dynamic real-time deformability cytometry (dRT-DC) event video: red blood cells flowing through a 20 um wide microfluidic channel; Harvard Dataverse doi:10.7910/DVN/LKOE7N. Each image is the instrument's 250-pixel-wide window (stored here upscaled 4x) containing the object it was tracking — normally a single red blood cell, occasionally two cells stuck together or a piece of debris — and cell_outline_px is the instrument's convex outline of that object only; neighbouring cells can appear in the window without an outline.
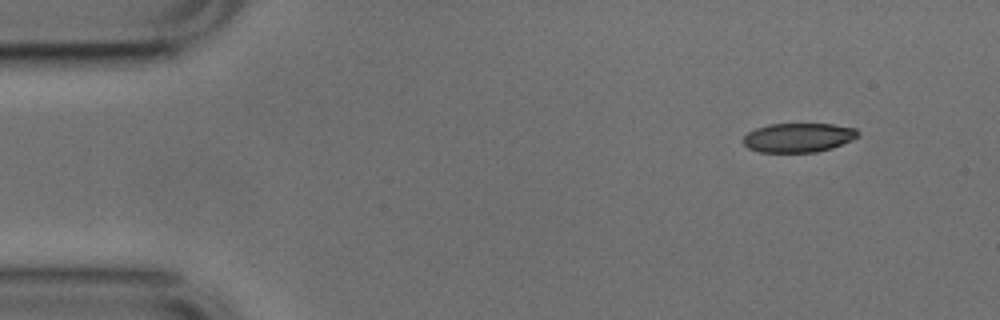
{"species": "common noctule bat (a hibernating species)", "species_latin": "Nyctalus noctula", "temperature_condition": "cold", "stored_images_in_passage": 48, "camera_frame_rate_fps": 3000, "um_per_image_px": 0.085, "animal": {"sex": "male", "body_mass_g": 17.9, "forearm_length_mm": 54.2}, "frame": {"image": 1, "passage_image": 1, "time_ms": 0.0, "image_size_px": [1000, 320], "cell_outline_px": [[860, 136], [852, 140], [832, 148], [816, 152], [760, 152], [748, 148], [740, 140], [748, 132], [756, 128], [768, 124], [832, 124], [856, 128], [860, 132]], "centroid_in_image_um": [67.86, 11.69], "position_along_channel_um": 17.1, "area_um2": 19.71}}
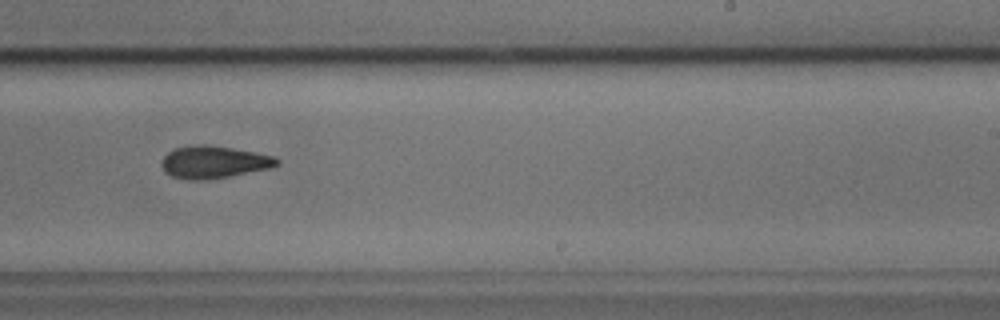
{"frame": {"image": 2, "passage_image": 28, "time_ms": 9.0, "image_size_px": [1000, 320], "cell_outline_px": [[280, 164], [272, 168], [228, 176], [200, 180], [192, 180], [172, 176], [164, 172], [160, 164], [164, 156], [168, 152], [176, 148], [192, 144], [208, 144], [256, 152], [276, 156], [280, 160]], "centroid_in_image_um": [18.19, 13.76], "position_along_channel_um": 270.8, "area_um2": 21.91}}
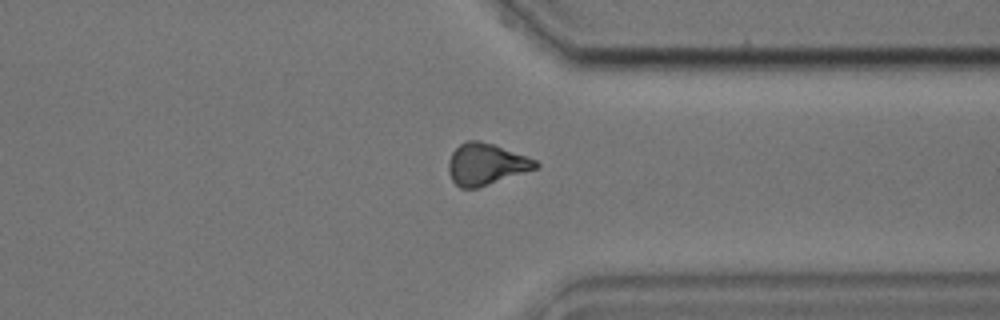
{"frame": {"image": 3, "passage_image": 36, "time_ms": 11.667, "image_size_px": [1000, 320], "cell_outline_px": [[540, 164], [536, 168], [476, 188], [460, 188], [452, 180], [448, 172], [448, 160], [452, 152], [464, 140], [480, 140], [492, 144], [536, 160]], "centroid_in_image_um": [41.25, 13.94], "position_along_channel_um": 370.2, "area_um2": 20.75}, "authors_computed_cell_mechanics": {"area_um2": 21.2704, "velocity_mm_per_s": 3.7848, "shape_relaxation_time_tau1_ms": 4.2037, "shape_relaxation_time_tau2_ms": 6.3763, "deformation_change_tau1": 0.11, "deformation_change_tau2": 0.1419}}